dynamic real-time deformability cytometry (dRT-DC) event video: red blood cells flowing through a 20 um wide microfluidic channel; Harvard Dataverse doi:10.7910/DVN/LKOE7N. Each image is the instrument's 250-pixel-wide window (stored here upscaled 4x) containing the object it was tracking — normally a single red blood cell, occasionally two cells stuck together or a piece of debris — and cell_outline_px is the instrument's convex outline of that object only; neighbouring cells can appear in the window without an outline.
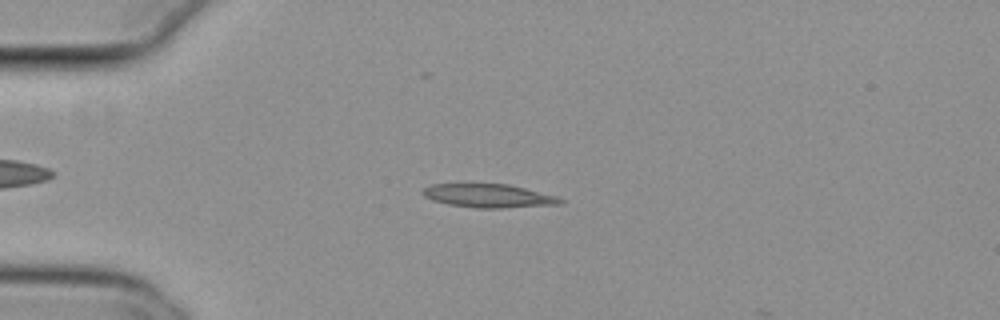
{"species": "common noctule bat (a hibernating species)", "species_latin": "Nyctalus noctula", "temperature_condition": "cold", "stored_images_in_passage": 8, "camera_frame_rate_fps": 3000, "um_per_image_px": 0.085, "animal": {"sex": "female", "body_mass_g": 29.2, "forearm_length_mm": 56.3}, "frame": {"image": 1, "passage_image": 6, "time_ms": 1.667, "image_size_px": [1000, 320], "cell_outline_px": [[564, 204], [500, 208], [476, 208], [448, 204], [432, 200], [424, 196], [420, 192], [424, 188], [432, 184], [508, 184], [556, 196], [564, 200]], "centroid_in_image_um": [41.52, 16.65], "position_along_channel_um": 43.5, "area_um2": 18.79}}